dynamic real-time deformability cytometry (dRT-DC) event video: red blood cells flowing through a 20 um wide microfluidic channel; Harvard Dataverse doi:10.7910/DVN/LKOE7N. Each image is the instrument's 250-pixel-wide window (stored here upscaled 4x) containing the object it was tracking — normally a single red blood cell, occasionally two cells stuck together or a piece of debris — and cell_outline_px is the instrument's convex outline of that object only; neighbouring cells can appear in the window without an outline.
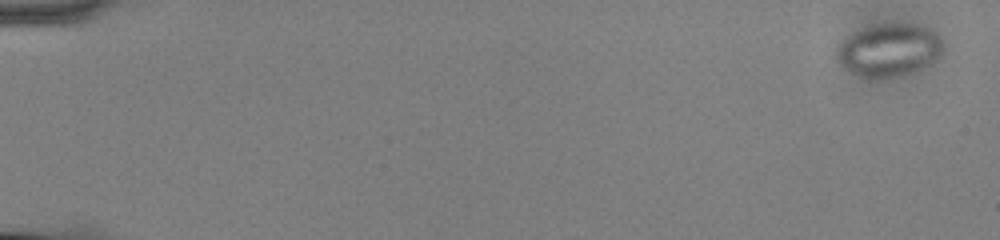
{"species": "common noctule bat (a hibernating species)", "species_latin": "Nyctalus noctula", "temperature_condition": "cold", "stored_images_in_passage": 59, "camera_frame_rate_fps": 3000, "um_per_image_px": 0.085, "animal": {"sex": "male", "body_mass_g": 13.0, "forearm_length_mm": 53.1}, "frame": {"image": 1, "passage_image": 3, "time_ms": 0.667, "image_size_px": [1000, 240], "cell_outline_px": [[944, 48], [940, 56], [916, 68], [892, 76], [860, 76], [844, 68], [840, 64], [836, 56], [840, 44], [852, 32], [864, 28], [880, 24], [912, 24], [936, 32], [940, 36], [944, 44]], "centroid_in_image_um": [75.55, 4.21], "position_along_channel_um": 9.5, "area_um2": 31.39}}
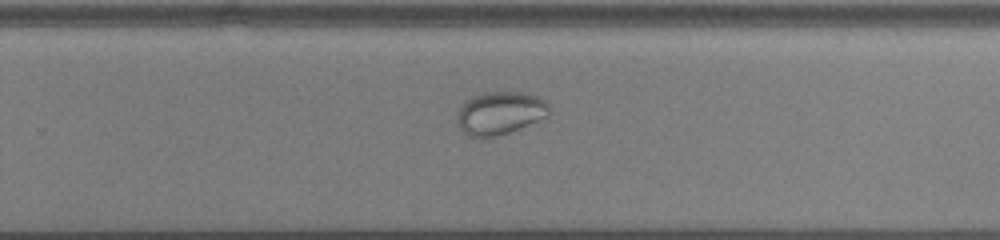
{"frame": {"image": 2, "passage_image": 40, "time_ms": 13.0, "image_size_px": [1000, 240], "cell_outline_px": [[548, 116], [508, 132], [496, 136], [468, 136], [460, 128], [456, 120], [456, 116], [460, 108], [472, 96], [484, 92], [524, 92], [540, 96], [548, 104]], "centroid_in_image_um": [42.5, 9.58], "position_along_channel_um": 287.3, "area_um2": 22.72}}
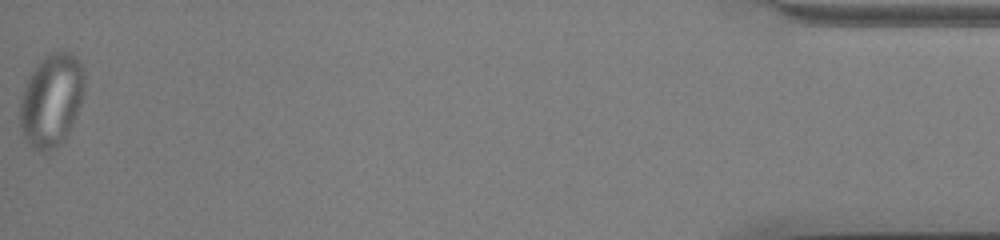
{"frame": {"image": 3, "passage_image": 59, "time_ms": 19.333, "image_size_px": [1000, 240], "cell_outline_px": [[84, 96], [76, 116], [64, 140], [56, 148], [44, 152], [32, 148], [24, 140], [20, 128], [20, 100], [24, 88], [32, 72], [44, 56], [52, 52], [68, 52], [76, 56], [80, 60], [84, 68]], "centroid_in_image_um": [4.39, 8.53], "position_along_channel_um": 430.8, "area_um2": 35.08}}